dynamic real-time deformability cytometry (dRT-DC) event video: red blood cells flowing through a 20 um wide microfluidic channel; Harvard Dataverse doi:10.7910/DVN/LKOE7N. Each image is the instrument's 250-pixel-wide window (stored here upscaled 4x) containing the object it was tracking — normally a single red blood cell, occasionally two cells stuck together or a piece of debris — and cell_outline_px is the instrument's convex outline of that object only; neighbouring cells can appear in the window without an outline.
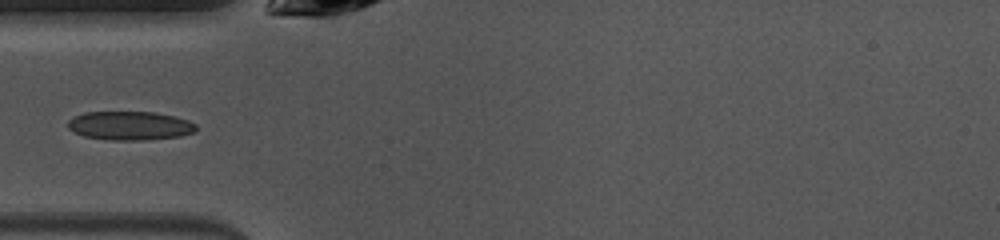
{"species": "common noctule bat (a hibernating species)", "species_latin": "Nyctalus noctula", "temperature_condition": "warm", "stored_images_in_passage": 35, "camera_frame_rate_fps": 3000, "um_per_image_px": 0.085, "animal": {"sex": "female", "body_mass_g": 10.0, "forearm_length_mm": 53.1}, "frame": {"image": 1, "passage_image": 1, "time_ms": 0.0, "image_size_px": [1000, 240], "cell_outline_px": [[196, 132], [180, 136], [144, 140], [112, 140], [84, 136], [72, 132], [68, 128], [68, 120], [84, 112], [152, 112], [172, 116], [188, 120], [196, 124]], "centroid_in_image_um": [11.03, 10.69], "position_along_channel_um": 74.0, "area_um2": 21.44}}
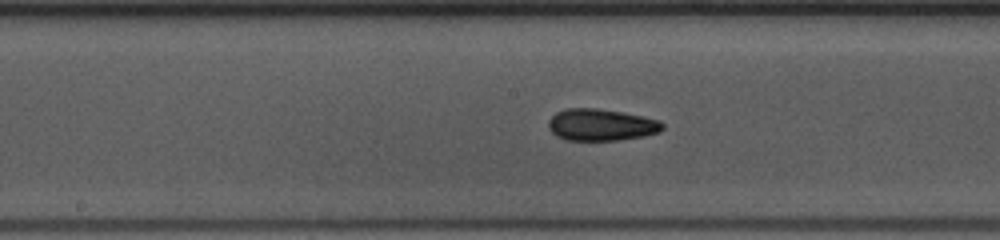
{"frame": {"image": 2, "passage_image": 10, "time_ms": 3.0, "image_size_px": [1000, 240], "cell_outline_px": [[664, 128], [660, 132], [644, 136], [616, 140], [568, 140], [556, 136], [548, 128], [548, 120], [556, 112], [564, 108], [596, 108], [624, 112], [644, 116], [660, 120], [664, 124]], "centroid_in_image_um": [51.11, 10.6], "position_along_channel_um": 197.1, "area_um2": 21.39}}
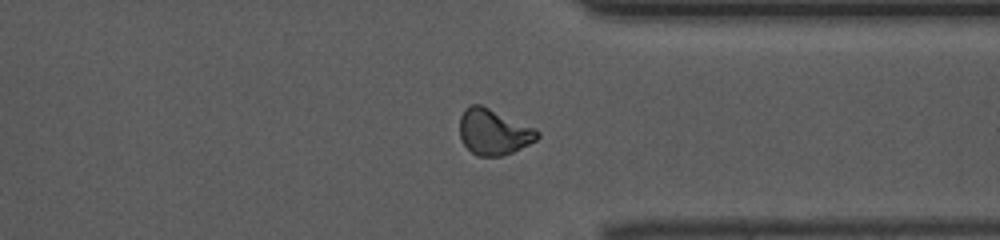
{"frame": {"image": 3, "passage_image": 23, "time_ms": 7.333, "image_size_px": [1000, 240], "cell_outline_px": [[540, 136], [536, 140], [512, 152], [500, 156], [476, 156], [460, 140], [460, 116], [464, 108], [468, 104], [480, 104], [536, 128], [540, 132]], "centroid_in_image_um": [41.94, 11.2], "position_along_channel_um": 369.5, "area_um2": 20.81}}